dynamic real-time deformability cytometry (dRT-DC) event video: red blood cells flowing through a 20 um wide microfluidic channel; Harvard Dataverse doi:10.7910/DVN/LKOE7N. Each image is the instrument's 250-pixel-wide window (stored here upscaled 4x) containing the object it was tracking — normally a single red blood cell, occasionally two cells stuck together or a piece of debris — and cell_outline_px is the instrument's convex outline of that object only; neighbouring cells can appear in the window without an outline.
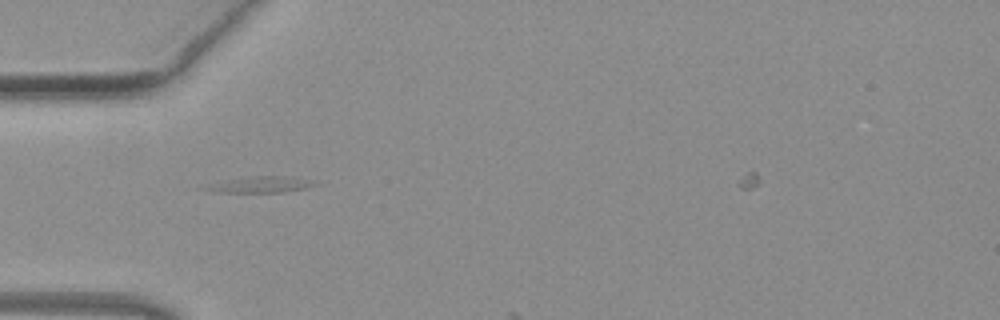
{"species": "common noctule bat (a hibernating species)", "species_latin": "Nyctalus noctula", "temperature_condition": "warm", "stored_images_in_passage": 9, "camera_frame_rate_fps": 3000, "um_per_image_px": 0.085, "animal": {"sex": "female", "body_mass_g": 19.3, "forearm_length_mm": 54.1}, "frame": {"image": 1, "passage_image": 7, "time_ms": 2.0, "image_size_px": [1000, 320], "cell_outline_px": [[320, 184], [308, 188], [280, 192], [216, 192], [200, 188], [208, 184], [228, 180], [252, 176], [292, 176], [312, 180]], "centroid_in_image_um": [22.22, 15.68], "position_along_channel_um": 62.8, "area_um2": 10.29}}